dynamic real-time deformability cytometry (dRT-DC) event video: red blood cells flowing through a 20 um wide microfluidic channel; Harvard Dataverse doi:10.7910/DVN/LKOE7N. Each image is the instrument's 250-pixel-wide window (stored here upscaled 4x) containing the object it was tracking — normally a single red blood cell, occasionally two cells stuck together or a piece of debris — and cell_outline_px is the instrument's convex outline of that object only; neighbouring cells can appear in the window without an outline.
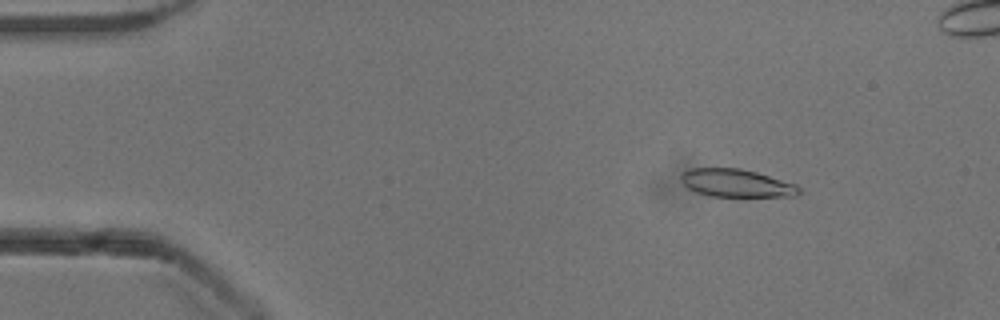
{"species": "common noctule bat (a hibernating species)", "species_latin": "Nyctalus noctula", "temperature_condition": "cold", "stored_images_in_passage": 53, "camera_frame_rate_fps": 3000, "um_per_image_px": 0.085, "animal": {"sex": "male", "body_mass_g": 13.3}, "frame": {"image": 1, "passage_image": 7, "time_ms": 2.0, "image_size_px": [1000, 320], "cell_outline_px": [[800, 192], [796, 196], [712, 196], [696, 192], [688, 188], [680, 180], [680, 172], [688, 168], [740, 168], [756, 172], [796, 184], [800, 188]], "centroid_in_image_um": [62.54, 15.55], "position_along_channel_um": 22.5, "area_um2": 19.19}}
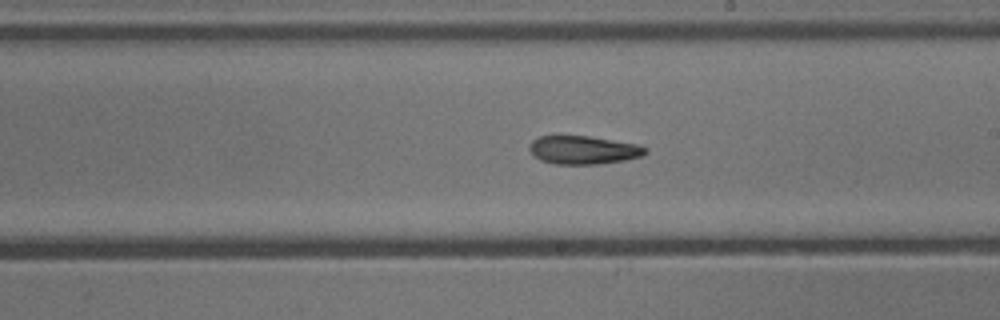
{"frame": {"image": 2, "passage_image": 30, "time_ms": 9.667, "image_size_px": [1000, 320], "cell_outline_px": [[648, 152], [644, 156], [624, 160], [600, 164], [556, 164], [540, 160], [532, 156], [528, 148], [528, 144], [532, 140], [540, 136], [588, 136], [640, 144], [648, 148]], "centroid_in_image_um": [49.6, 12.75], "position_along_channel_um": 239.4, "area_um2": 19.48}}
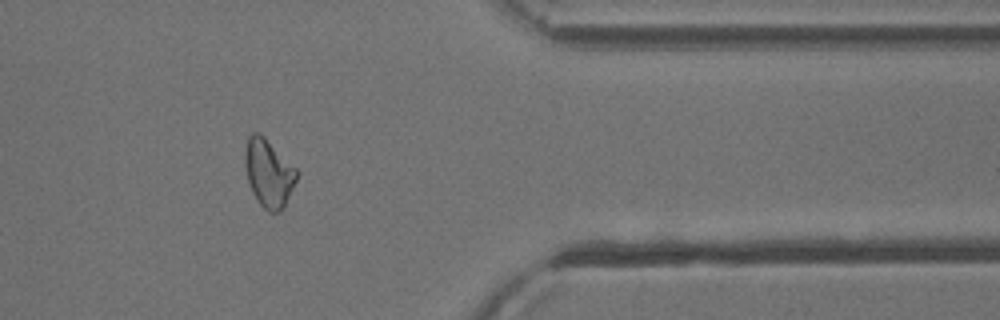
{"frame": {"image": 3, "passage_image": 43, "time_ms": 14.0, "image_size_px": [1000, 320], "cell_outline_px": [[296, 180], [284, 208], [280, 212], [268, 212], [256, 200], [252, 192], [248, 180], [244, 164], [244, 152], [248, 136], [252, 132], [260, 132], [296, 168]], "centroid_in_image_um": [22.81, 14.71], "position_along_channel_um": 388.6, "area_um2": 20.46}, "authors_computed_cell_mechanics": {"area_um2": 20.0566, "velocity_mm_per_s": 3.8895, "shape_relaxation_time_tau1_ms": 4.9875, "shape_relaxation_time_tau2_ms": 3.4418, "deformation_change_tau1": 0.143, "deformation_change_tau2": 0.1197}}